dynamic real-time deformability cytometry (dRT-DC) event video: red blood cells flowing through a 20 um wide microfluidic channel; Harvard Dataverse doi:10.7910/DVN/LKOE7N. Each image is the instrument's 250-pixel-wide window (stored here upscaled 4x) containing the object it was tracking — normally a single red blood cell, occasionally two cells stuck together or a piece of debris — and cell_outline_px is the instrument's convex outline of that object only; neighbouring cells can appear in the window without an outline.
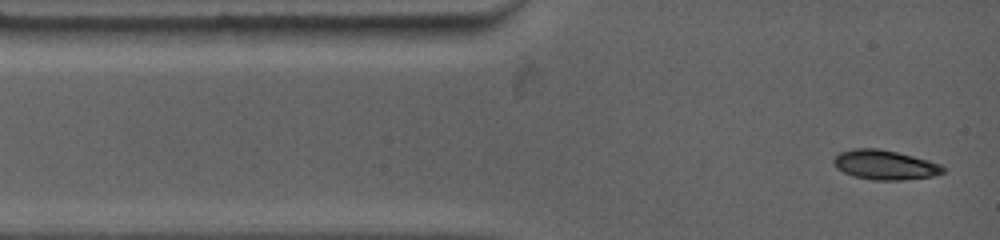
{"species": "common noctule bat (a hibernating species)", "species_latin": "Nyctalus noctula", "temperature_condition": "warm", "stored_images_in_passage": 32, "camera_frame_rate_fps": 4500, "um_per_image_px": 0.085, "animal": {"sex": "female", "body_mass_g": 19.0, "forearm_length_mm": 53.3}, "frame": {"image": 1, "passage_image": 1, "time_ms": 0.0, "image_size_px": [1000, 240], "cell_outline_px": [[944, 172], [932, 176], [900, 180], [872, 180], [852, 176], [836, 168], [832, 160], [840, 152], [852, 148], [880, 148], [928, 160], [940, 164], [944, 168]], "centroid_in_image_um": [75.17, 14.01], "position_along_channel_um": 9.8, "area_um2": 18.79}}
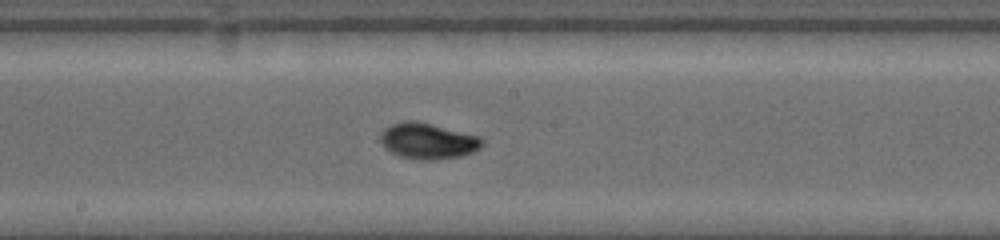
{"frame": {"image": 2, "passage_image": 14, "time_ms": 6.222, "image_size_px": [1000, 240], "cell_outline_px": [[484, 144], [480, 148], [472, 152], [460, 156], [432, 160], [420, 160], [400, 156], [384, 148], [380, 140], [380, 132], [384, 128], [392, 124], [404, 120], [416, 120], [480, 136], [484, 140]], "centroid_in_image_um": [36.36, 11.97], "position_along_channel_um": 211.8, "area_um2": 21.44}}
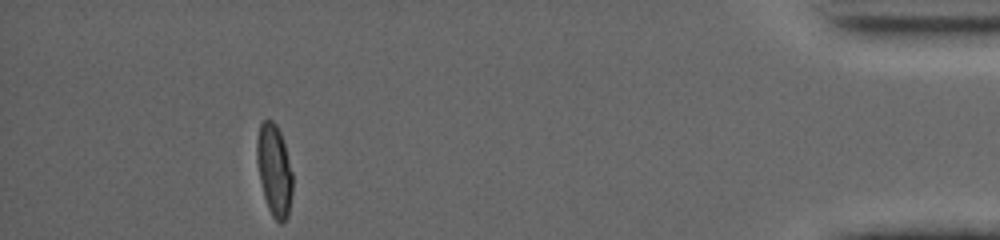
{"frame": {"image": 3, "passage_image": 32, "time_ms": 13.556, "image_size_px": [1000, 240], "cell_outline_px": [[292, 192], [288, 216], [280, 224], [272, 216], [268, 208], [264, 196], [260, 180], [256, 160], [256, 140], [260, 124], [264, 120], [272, 120], [276, 124], [280, 132], [284, 144], [292, 172]], "centroid_in_image_um": [23.3, 14.46], "position_along_channel_um": 411.9, "area_um2": 19.02}, "authors_computed_cell_mechanics": {"area_um2": 19.5075, "velocity_mm_per_s": 3.8371, "shape_relaxation_time_tau1_ms": 5.2814, "shape_relaxation_time_tau2_ms": null, "deformation_change_tau1": 0.2055, "deformation_change_tau2": null}}